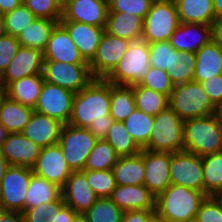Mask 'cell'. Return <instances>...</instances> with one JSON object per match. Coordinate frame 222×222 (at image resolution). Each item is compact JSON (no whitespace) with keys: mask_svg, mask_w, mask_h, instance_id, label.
<instances>
[{"mask_svg":"<svg viewBox=\"0 0 222 222\" xmlns=\"http://www.w3.org/2000/svg\"><path fill=\"white\" fill-rule=\"evenodd\" d=\"M78 216L70 206L65 205L54 219V222H75Z\"/></svg>","mask_w":222,"mask_h":222,"instance_id":"db71d44e","label":"cell"},{"mask_svg":"<svg viewBox=\"0 0 222 222\" xmlns=\"http://www.w3.org/2000/svg\"><path fill=\"white\" fill-rule=\"evenodd\" d=\"M135 98L136 109L156 116L169 106V98L157 91L147 89L139 84L131 86Z\"/></svg>","mask_w":222,"mask_h":222,"instance_id":"74e56055","label":"cell"},{"mask_svg":"<svg viewBox=\"0 0 222 222\" xmlns=\"http://www.w3.org/2000/svg\"><path fill=\"white\" fill-rule=\"evenodd\" d=\"M104 140L113 147L119 157L134 156L142 151L120 121L113 122Z\"/></svg>","mask_w":222,"mask_h":222,"instance_id":"e575fe53","label":"cell"},{"mask_svg":"<svg viewBox=\"0 0 222 222\" xmlns=\"http://www.w3.org/2000/svg\"><path fill=\"white\" fill-rule=\"evenodd\" d=\"M23 4L36 18H46L57 22L62 18V9L56 0H23Z\"/></svg>","mask_w":222,"mask_h":222,"instance_id":"f6af8a7d","label":"cell"},{"mask_svg":"<svg viewBox=\"0 0 222 222\" xmlns=\"http://www.w3.org/2000/svg\"><path fill=\"white\" fill-rule=\"evenodd\" d=\"M214 106L222 101V74L200 82Z\"/></svg>","mask_w":222,"mask_h":222,"instance_id":"f907efd6","label":"cell"},{"mask_svg":"<svg viewBox=\"0 0 222 222\" xmlns=\"http://www.w3.org/2000/svg\"><path fill=\"white\" fill-rule=\"evenodd\" d=\"M144 20L131 13L109 12L105 31L111 35L137 41L142 39Z\"/></svg>","mask_w":222,"mask_h":222,"instance_id":"484cf974","label":"cell"},{"mask_svg":"<svg viewBox=\"0 0 222 222\" xmlns=\"http://www.w3.org/2000/svg\"><path fill=\"white\" fill-rule=\"evenodd\" d=\"M113 122V118L110 115H106V119H94L88 129L98 140L104 139Z\"/></svg>","mask_w":222,"mask_h":222,"instance_id":"f5cc1de1","label":"cell"},{"mask_svg":"<svg viewBox=\"0 0 222 222\" xmlns=\"http://www.w3.org/2000/svg\"><path fill=\"white\" fill-rule=\"evenodd\" d=\"M63 125L56 119L33 111L29 122L21 133L41 148H44L59 142Z\"/></svg>","mask_w":222,"mask_h":222,"instance_id":"603a6c76","label":"cell"},{"mask_svg":"<svg viewBox=\"0 0 222 222\" xmlns=\"http://www.w3.org/2000/svg\"><path fill=\"white\" fill-rule=\"evenodd\" d=\"M71 1L72 0H56L57 4L60 6L61 9L67 6Z\"/></svg>","mask_w":222,"mask_h":222,"instance_id":"03108f58","label":"cell"},{"mask_svg":"<svg viewBox=\"0 0 222 222\" xmlns=\"http://www.w3.org/2000/svg\"><path fill=\"white\" fill-rule=\"evenodd\" d=\"M184 151L200 157L222 151V124L215 114L184 121Z\"/></svg>","mask_w":222,"mask_h":222,"instance_id":"3957f363","label":"cell"},{"mask_svg":"<svg viewBox=\"0 0 222 222\" xmlns=\"http://www.w3.org/2000/svg\"><path fill=\"white\" fill-rule=\"evenodd\" d=\"M6 34L5 31V16L4 14L0 13V38Z\"/></svg>","mask_w":222,"mask_h":222,"instance_id":"6125c7cd","label":"cell"},{"mask_svg":"<svg viewBox=\"0 0 222 222\" xmlns=\"http://www.w3.org/2000/svg\"><path fill=\"white\" fill-rule=\"evenodd\" d=\"M205 198L201 191L171 184L156 197V217L160 222H190L196 219Z\"/></svg>","mask_w":222,"mask_h":222,"instance_id":"7a4b0ae2","label":"cell"},{"mask_svg":"<svg viewBox=\"0 0 222 222\" xmlns=\"http://www.w3.org/2000/svg\"><path fill=\"white\" fill-rule=\"evenodd\" d=\"M42 67L43 53L40 50L20 46L0 80L8 86L21 78L42 74Z\"/></svg>","mask_w":222,"mask_h":222,"instance_id":"d6986e66","label":"cell"},{"mask_svg":"<svg viewBox=\"0 0 222 222\" xmlns=\"http://www.w3.org/2000/svg\"><path fill=\"white\" fill-rule=\"evenodd\" d=\"M139 85L166 95L168 98L174 88V85L165 70L151 66Z\"/></svg>","mask_w":222,"mask_h":222,"instance_id":"ee69618b","label":"cell"},{"mask_svg":"<svg viewBox=\"0 0 222 222\" xmlns=\"http://www.w3.org/2000/svg\"><path fill=\"white\" fill-rule=\"evenodd\" d=\"M157 219L155 210L124 211L122 222H154Z\"/></svg>","mask_w":222,"mask_h":222,"instance_id":"816d5d0a","label":"cell"},{"mask_svg":"<svg viewBox=\"0 0 222 222\" xmlns=\"http://www.w3.org/2000/svg\"><path fill=\"white\" fill-rule=\"evenodd\" d=\"M58 23L46 18H35L18 36L20 46L34 48L43 52L54 27Z\"/></svg>","mask_w":222,"mask_h":222,"instance_id":"4dcf8cb0","label":"cell"},{"mask_svg":"<svg viewBox=\"0 0 222 222\" xmlns=\"http://www.w3.org/2000/svg\"><path fill=\"white\" fill-rule=\"evenodd\" d=\"M119 156L104 139H99L88 155L84 170H111Z\"/></svg>","mask_w":222,"mask_h":222,"instance_id":"f35d334b","label":"cell"},{"mask_svg":"<svg viewBox=\"0 0 222 222\" xmlns=\"http://www.w3.org/2000/svg\"><path fill=\"white\" fill-rule=\"evenodd\" d=\"M184 121L168 106L154 116L146 150L152 152H180L184 148Z\"/></svg>","mask_w":222,"mask_h":222,"instance_id":"8992f818","label":"cell"},{"mask_svg":"<svg viewBox=\"0 0 222 222\" xmlns=\"http://www.w3.org/2000/svg\"><path fill=\"white\" fill-rule=\"evenodd\" d=\"M110 102L111 83L105 79H93L75 94L68 124L88 128L94 119H106V115H110Z\"/></svg>","mask_w":222,"mask_h":222,"instance_id":"6da1fadb","label":"cell"},{"mask_svg":"<svg viewBox=\"0 0 222 222\" xmlns=\"http://www.w3.org/2000/svg\"><path fill=\"white\" fill-rule=\"evenodd\" d=\"M150 47V65L162 70L170 67L172 62L173 46L169 41H158L149 44Z\"/></svg>","mask_w":222,"mask_h":222,"instance_id":"7dc6e473","label":"cell"},{"mask_svg":"<svg viewBox=\"0 0 222 222\" xmlns=\"http://www.w3.org/2000/svg\"><path fill=\"white\" fill-rule=\"evenodd\" d=\"M97 141L88 128L66 124L62 127L58 144L69 168L72 171H83Z\"/></svg>","mask_w":222,"mask_h":222,"instance_id":"ba28073f","label":"cell"},{"mask_svg":"<svg viewBox=\"0 0 222 222\" xmlns=\"http://www.w3.org/2000/svg\"><path fill=\"white\" fill-rule=\"evenodd\" d=\"M32 168L10 165L0 184V207L4 211L24 212V201Z\"/></svg>","mask_w":222,"mask_h":222,"instance_id":"30bf717a","label":"cell"},{"mask_svg":"<svg viewBox=\"0 0 222 222\" xmlns=\"http://www.w3.org/2000/svg\"><path fill=\"white\" fill-rule=\"evenodd\" d=\"M135 109L133 88L111 83L110 116L113 120L123 122Z\"/></svg>","mask_w":222,"mask_h":222,"instance_id":"836d02e7","label":"cell"},{"mask_svg":"<svg viewBox=\"0 0 222 222\" xmlns=\"http://www.w3.org/2000/svg\"><path fill=\"white\" fill-rule=\"evenodd\" d=\"M170 181L204 193L202 157L184 150L170 153Z\"/></svg>","mask_w":222,"mask_h":222,"instance_id":"4fadbf2b","label":"cell"},{"mask_svg":"<svg viewBox=\"0 0 222 222\" xmlns=\"http://www.w3.org/2000/svg\"><path fill=\"white\" fill-rule=\"evenodd\" d=\"M124 211L109 197L98 198L83 214L87 222H122Z\"/></svg>","mask_w":222,"mask_h":222,"instance_id":"ab89813d","label":"cell"},{"mask_svg":"<svg viewBox=\"0 0 222 222\" xmlns=\"http://www.w3.org/2000/svg\"><path fill=\"white\" fill-rule=\"evenodd\" d=\"M216 37L222 42V20L217 23Z\"/></svg>","mask_w":222,"mask_h":222,"instance_id":"e7e4bbea","label":"cell"},{"mask_svg":"<svg viewBox=\"0 0 222 222\" xmlns=\"http://www.w3.org/2000/svg\"><path fill=\"white\" fill-rule=\"evenodd\" d=\"M214 198L220 203L222 207V189H220L215 195Z\"/></svg>","mask_w":222,"mask_h":222,"instance_id":"003e7915","label":"cell"},{"mask_svg":"<svg viewBox=\"0 0 222 222\" xmlns=\"http://www.w3.org/2000/svg\"><path fill=\"white\" fill-rule=\"evenodd\" d=\"M196 68L193 81L201 82L222 74V42L215 37L196 53Z\"/></svg>","mask_w":222,"mask_h":222,"instance_id":"d4e9b609","label":"cell"},{"mask_svg":"<svg viewBox=\"0 0 222 222\" xmlns=\"http://www.w3.org/2000/svg\"><path fill=\"white\" fill-rule=\"evenodd\" d=\"M154 116L135 109L124 121L127 132L141 149L148 146Z\"/></svg>","mask_w":222,"mask_h":222,"instance_id":"d590c367","label":"cell"},{"mask_svg":"<svg viewBox=\"0 0 222 222\" xmlns=\"http://www.w3.org/2000/svg\"><path fill=\"white\" fill-rule=\"evenodd\" d=\"M33 111L32 108L8 97L0 106V124L9 133H21Z\"/></svg>","mask_w":222,"mask_h":222,"instance_id":"1f68e13d","label":"cell"},{"mask_svg":"<svg viewBox=\"0 0 222 222\" xmlns=\"http://www.w3.org/2000/svg\"><path fill=\"white\" fill-rule=\"evenodd\" d=\"M1 150L9 165L32 168L39 157L41 147L22 133H9Z\"/></svg>","mask_w":222,"mask_h":222,"instance_id":"44dd1931","label":"cell"},{"mask_svg":"<svg viewBox=\"0 0 222 222\" xmlns=\"http://www.w3.org/2000/svg\"><path fill=\"white\" fill-rule=\"evenodd\" d=\"M75 94L76 93L70 90L44 81L41 93L33 110L66 125L72 114Z\"/></svg>","mask_w":222,"mask_h":222,"instance_id":"8fae6325","label":"cell"},{"mask_svg":"<svg viewBox=\"0 0 222 222\" xmlns=\"http://www.w3.org/2000/svg\"><path fill=\"white\" fill-rule=\"evenodd\" d=\"M108 13V0H72L62 9L60 21H76L105 27Z\"/></svg>","mask_w":222,"mask_h":222,"instance_id":"e0dca14e","label":"cell"},{"mask_svg":"<svg viewBox=\"0 0 222 222\" xmlns=\"http://www.w3.org/2000/svg\"><path fill=\"white\" fill-rule=\"evenodd\" d=\"M61 196V187L32 173L24 201V211L42 203L58 200Z\"/></svg>","mask_w":222,"mask_h":222,"instance_id":"f546056e","label":"cell"},{"mask_svg":"<svg viewBox=\"0 0 222 222\" xmlns=\"http://www.w3.org/2000/svg\"><path fill=\"white\" fill-rule=\"evenodd\" d=\"M6 34L18 37L24 28L36 18L33 13L22 3L5 15Z\"/></svg>","mask_w":222,"mask_h":222,"instance_id":"7bdbcfd3","label":"cell"},{"mask_svg":"<svg viewBox=\"0 0 222 222\" xmlns=\"http://www.w3.org/2000/svg\"><path fill=\"white\" fill-rule=\"evenodd\" d=\"M0 222H25V220L20 212L1 210Z\"/></svg>","mask_w":222,"mask_h":222,"instance_id":"11a10c76","label":"cell"},{"mask_svg":"<svg viewBox=\"0 0 222 222\" xmlns=\"http://www.w3.org/2000/svg\"><path fill=\"white\" fill-rule=\"evenodd\" d=\"M44 83L43 75L37 74L13 81L8 85V97L34 109Z\"/></svg>","mask_w":222,"mask_h":222,"instance_id":"f1b7e54d","label":"cell"},{"mask_svg":"<svg viewBox=\"0 0 222 222\" xmlns=\"http://www.w3.org/2000/svg\"><path fill=\"white\" fill-rule=\"evenodd\" d=\"M180 24L174 0H154L143 23L142 40L169 41Z\"/></svg>","mask_w":222,"mask_h":222,"instance_id":"52a82bcc","label":"cell"},{"mask_svg":"<svg viewBox=\"0 0 222 222\" xmlns=\"http://www.w3.org/2000/svg\"><path fill=\"white\" fill-rule=\"evenodd\" d=\"M88 184L99 198L110 197L116 188V180L111 170H83Z\"/></svg>","mask_w":222,"mask_h":222,"instance_id":"60d3db41","label":"cell"},{"mask_svg":"<svg viewBox=\"0 0 222 222\" xmlns=\"http://www.w3.org/2000/svg\"><path fill=\"white\" fill-rule=\"evenodd\" d=\"M8 98V86L0 80V106Z\"/></svg>","mask_w":222,"mask_h":222,"instance_id":"91938a15","label":"cell"},{"mask_svg":"<svg viewBox=\"0 0 222 222\" xmlns=\"http://www.w3.org/2000/svg\"><path fill=\"white\" fill-rule=\"evenodd\" d=\"M131 41L104 31L93 59L89 62L94 79H105L126 53Z\"/></svg>","mask_w":222,"mask_h":222,"instance_id":"7c38bea8","label":"cell"},{"mask_svg":"<svg viewBox=\"0 0 222 222\" xmlns=\"http://www.w3.org/2000/svg\"><path fill=\"white\" fill-rule=\"evenodd\" d=\"M59 23L67 30L80 55L89 63L96 53L105 27L92 26L76 21H59Z\"/></svg>","mask_w":222,"mask_h":222,"instance_id":"7402d4cb","label":"cell"},{"mask_svg":"<svg viewBox=\"0 0 222 222\" xmlns=\"http://www.w3.org/2000/svg\"><path fill=\"white\" fill-rule=\"evenodd\" d=\"M75 222H87V220L84 218L83 215H79L76 219Z\"/></svg>","mask_w":222,"mask_h":222,"instance_id":"a7ac6f4b","label":"cell"},{"mask_svg":"<svg viewBox=\"0 0 222 222\" xmlns=\"http://www.w3.org/2000/svg\"><path fill=\"white\" fill-rule=\"evenodd\" d=\"M65 205L61 196L58 200L29 208L25 210L22 215L25 222H54V219Z\"/></svg>","mask_w":222,"mask_h":222,"instance_id":"b9f144b4","label":"cell"},{"mask_svg":"<svg viewBox=\"0 0 222 222\" xmlns=\"http://www.w3.org/2000/svg\"><path fill=\"white\" fill-rule=\"evenodd\" d=\"M215 37L216 27L214 25L180 22L169 42L179 52L196 53Z\"/></svg>","mask_w":222,"mask_h":222,"instance_id":"9a60e30c","label":"cell"},{"mask_svg":"<svg viewBox=\"0 0 222 222\" xmlns=\"http://www.w3.org/2000/svg\"><path fill=\"white\" fill-rule=\"evenodd\" d=\"M196 68V56L193 52L172 50V62L166 72L173 85H181L193 81Z\"/></svg>","mask_w":222,"mask_h":222,"instance_id":"d6a6232c","label":"cell"},{"mask_svg":"<svg viewBox=\"0 0 222 222\" xmlns=\"http://www.w3.org/2000/svg\"><path fill=\"white\" fill-rule=\"evenodd\" d=\"M9 132L0 124V149L3 145V142L6 140Z\"/></svg>","mask_w":222,"mask_h":222,"instance_id":"94428289","label":"cell"},{"mask_svg":"<svg viewBox=\"0 0 222 222\" xmlns=\"http://www.w3.org/2000/svg\"><path fill=\"white\" fill-rule=\"evenodd\" d=\"M9 166V163L6 161V158L4 157L2 150L0 149V184Z\"/></svg>","mask_w":222,"mask_h":222,"instance_id":"6f0895ef","label":"cell"},{"mask_svg":"<svg viewBox=\"0 0 222 222\" xmlns=\"http://www.w3.org/2000/svg\"><path fill=\"white\" fill-rule=\"evenodd\" d=\"M23 3V0H0V13L6 14Z\"/></svg>","mask_w":222,"mask_h":222,"instance_id":"9f6ffc18","label":"cell"},{"mask_svg":"<svg viewBox=\"0 0 222 222\" xmlns=\"http://www.w3.org/2000/svg\"><path fill=\"white\" fill-rule=\"evenodd\" d=\"M204 194L215 195L222 189V151L202 157Z\"/></svg>","mask_w":222,"mask_h":222,"instance_id":"8d00e7d4","label":"cell"},{"mask_svg":"<svg viewBox=\"0 0 222 222\" xmlns=\"http://www.w3.org/2000/svg\"><path fill=\"white\" fill-rule=\"evenodd\" d=\"M150 66L149 43L142 39L131 41L126 53L105 80L118 86L139 84Z\"/></svg>","mask_w":222,"mask_h":222,"instance_id":"277c9868","label":"cell"},{"mask_svg":"<svg viewBox=\"0 0 222 222\" xmlns=\"http://www.w3.org/2000/svg\"><path fill=\"white\" fill-rule=\"evenodd\" d=\"M214 14L216 22L222 20V0H213Z\"/></svg>","mask_w":222,"mask_h":222,"instance_id":"680465c9","label":"cell"},{"mask_svg":"<svg viewBox=\"0 0 222 222\" xmlns=\"http://www.w3.org/2000/svg\"><path fill=\"white\" fill-rule=\"evenodd\" d=\"M174 2L180 22L217 26L213 0H174Z\"/></svg>","mask_w":222,"mask_h":222,"instance_id":"4316f807","label":"cell"},{"mask_svg":"<svg viewBox=\"0 0 222 222\" xmlns=\"http://www.w3.org/2000/svg\"><path fill=\"white\" fill-rule=\"evenodd\" d=\"M43 80L74 93L81 91L94 78L89 63L70 64L60 61L43 60Z\"/></svg>","mask_w":222,"mask_h":222,"instance_id":"9c48e42d","label":"cell"},{"mask_svg":"<svg viewBox=\"0 0 222 222\" xmlns=\"http://www.w3.org/2000/svg\"><path fill=\"white\" fill-rule=\"evenodd\" d=\"M169 107L182 121L207 117L215 113V106L200 82L175 85L169 97Z\"/></svg>","mask_w":222,"mask_h":222,"instance_id":"5b68a950","label":"cell"},{"mask_svg":"<svg viewBox=\"0 0 222 222\" xmlns=\"http://www.w3.org/2000/svg\"><path fill=\"white\" fill-rule=\"evenodd\" d=\"M112 171L117 185H144L143 149L137 155L119 157Z\"/></svg>","mask_w":222,"mask_h":222,"instance_id":"83f0119b","label":"cell"},{"mask_svg":"<svg viewBox=\"0 0 222 222\" xmlns=\"http://www.w3.org/2000/svg\"><path fill=\"white\" fill-rule=\"evenodd\" d=\"M19 47L18 37L5 34L0 38V76L7 69Z\"/></svg>","mask_w":222,"mask_h":222,"instance_id":"681fc988","label":"cell"},{"mask_svg":"<svg viewBox=\"0 0 222 222\" xmlns=\"http://www.w3.org/2000/svg\"><path fill=\"white\" fill-rule=\"evenodd\" d=\"M43 53V60L66 62L70 64L88 63L80 55L75 43L67 30L58 23L47 42Z\"/></svg>","mask_w":222,"mask_h":222,"instance_id":"ffe728a7","label":"cell"},{"mask_svg":"<svg viewBox=\"0 0 222 222\" xmlns=\"http://www.w3.org/2000/svg\"><path fill=\"white\" fill-rule=\"evenodd\" d=\"M214 114L216 115V117L219 119V121L222 124V101L215 106V113Z\"/></svg>","mask_w":222,"mask_h":222,"instance_id":"be15d7a7","label":"cell"},{"mask_svg":"<svg viewBox=\"0 0 222 222\" xmlns=\"http://www.w3.org/2000/svg\"><path fill=\"white\" fill-rule=\"evenodd\" d=\"M196 220L198 222H222V207L214 196H206L201 202Z\"/></svg>","mask_w":222,"mask_h":222,"instance_id":"c3c4849f","label":"cell"},{"mask_svg":"<svg viewBox=\"0 0 222 222\" xmlns=\"http://www.w3.org/2000/svg\"><path fill=\"white\" fill-rule=\"evenodd\" d=\"M62 198L78 215H83L99 198L82 171H72L61 188Z\"/></svg>","mask_w":222,"mask_h":222,"instance_id":"ac0fdd59","label":"cell"},{"mask_svg":"<svg viewBox=\"0 0 222 222\" xmlns=\"http://www.w3.org/2000/svg\"><path fill=\"white\" fill-rule=\"evenodd\" d=\"M144 185L157 197L170 185V152H152L143 149Z\"/></svg>","mask_w":222,"mask_h":222,"instance_id":"2e32d148","label":"cell"},{"mask_svg":"<svg viewBox=\"0 0 222 222\" xmlns=\"http://www.w3.org/2000/svg\"><path fill=\"white\" fill-rule=\"evenodd\" d=\"M121 210H155L156 197L145 185H117L109 197Z\"/></svg>","mask_w":222,"mask_h":222,"instance_id":"cb8c5ba5","label":"cell"},{"mask_svg":"<svg viewBox=\"0 0 222 222\" xmlns=\"http://www.w3.org/2000/svg\"><path fill=\"white\" fill-rule=\"evenodd\" d=\"M153 0H108L109 12H126L141 17L148 14Z\"/></svg>","mask_w":222,"mask_h":222,"instance_id":"bcb514c9","label":"cell"},{"mask_svg":"<svg viewBox=\"0 0 222 222\" xmlns=\"http://www.w3.org/2000/svg\"><path fill=\"white\" fill-rule=\"evenodd\" d=\"M32 171L34 174L45 178L49 182L57 184L61 188L72 172L65 161L63 152L58 143L41 148L39 157L32 167Z\"/></svg>","mask_w":222,"mask_h":222,"instance_id":"5bb4252c","label":"cell"}]
</instances>
